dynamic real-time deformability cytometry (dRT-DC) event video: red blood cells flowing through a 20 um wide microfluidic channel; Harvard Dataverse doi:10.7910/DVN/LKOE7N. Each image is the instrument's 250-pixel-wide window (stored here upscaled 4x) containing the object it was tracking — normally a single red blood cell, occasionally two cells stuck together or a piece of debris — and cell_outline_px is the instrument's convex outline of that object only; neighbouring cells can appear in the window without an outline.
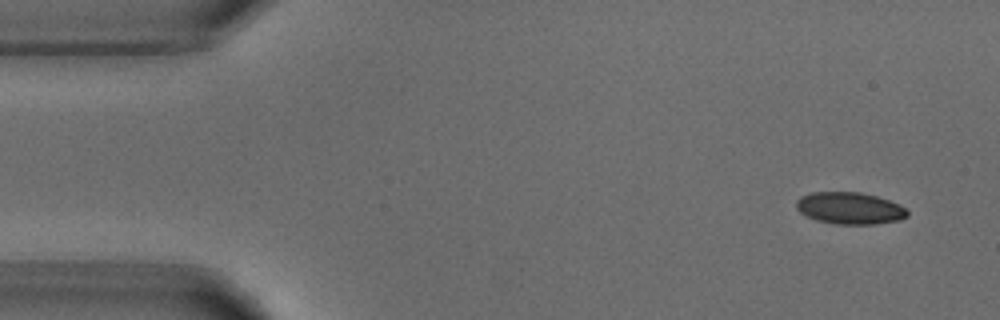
{"species": "common noctule bat (a hibernating species)", "species_latin": "Nyctalus noctula", "temperature_condition": "warm", "stored_images_in_passage": 4, "camera_frame_rate_fps": 3000, "um_per_image_px": 0.085, "animal": {"sex": "male", "body_mass_g": 18.8}, "frame": {"image": 1, "passage_image": 1, "time_ms": 0.0, "image_size_px": [1000, 320], "cell_outline_px": [[908, 216], [900, 220], [876, 224], [836, 224], [816, 220], [800, 212], [796, 208], [796, 200], [800, 196], [812, 192], [860, 192], [876, 196], [900, 204], [908, 212]], "centroid_in_image_um": [72.22, 17.69], "position_along_channel_um": 12.8, "area_um2": 20.69}}
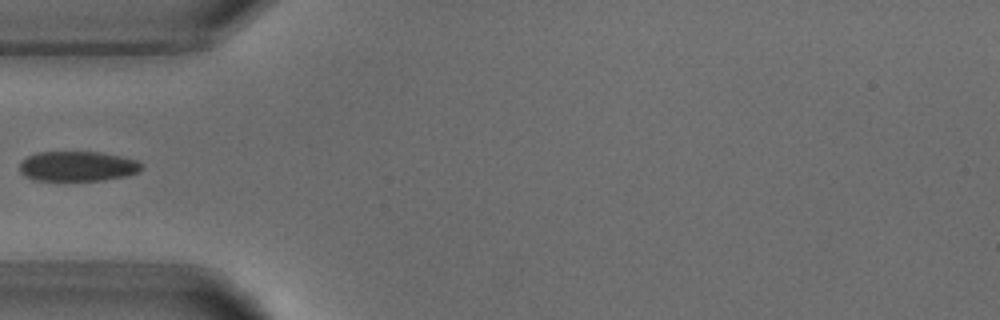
{"frame": {"image": 2, "passage_image": 4, "time_ms": 4.333, "image_size_px": [1000, 320], "cell_outline_px": [[144, 168], [136, 172], [124, 176], [104, 180], [32, 180], [24, 176], [20, 172], [20, 164], [28, 156], [36, 152], [100, 152], [120, 156], [136, 160], [144, 164]], "centroid_in_image_um": [6.59, 14.13], "position_along_channel_um": 78.4, "area_um2": 21.27}}